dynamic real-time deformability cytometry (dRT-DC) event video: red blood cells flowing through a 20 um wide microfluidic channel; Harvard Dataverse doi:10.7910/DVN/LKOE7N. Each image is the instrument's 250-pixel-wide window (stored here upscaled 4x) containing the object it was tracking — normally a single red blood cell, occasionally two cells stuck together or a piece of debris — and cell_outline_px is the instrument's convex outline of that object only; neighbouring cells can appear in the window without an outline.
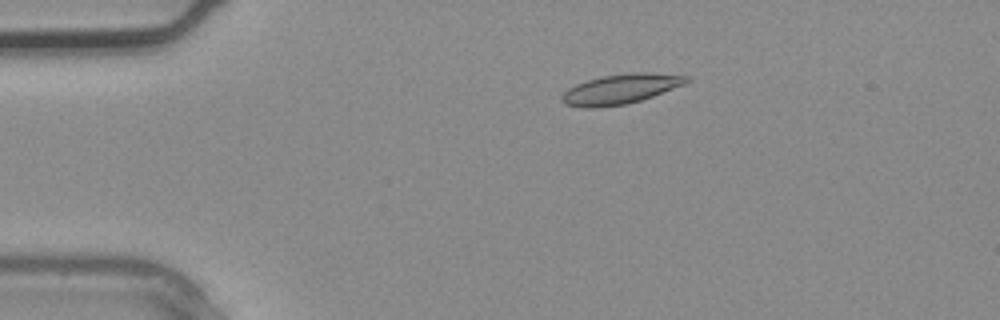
{"species": "common noctule bat (a hibernating species)", "species_latin": "Nyctalus noctula", "temperature_condition": "warm", "stored_images_in_passage": 3, "camera_frame_rate_fps": 3000, "um_per_image_px": 0.085, "animal": {"sex": "male", "body_mass_g": 20.4}, "frame": {"image": 1, "passage_image": 2, "time_ms": 0.333, "image_size_px": [1000, 320], "cell_outline_px": [[692, 80], [684, 84], [652, 96], [640, 100], [624, 104], [596, 108], [580, 108], [564, 104], [560, 100], [560, 96], [568, 88], [576, 84], [588, 80], [604, 76], [628, 72], [648, 72], [688, 76]], "centroid_in_image_um": [52.71, 7.57], "position_along_channel_um": 32.3, "area_um2": 21.68}}
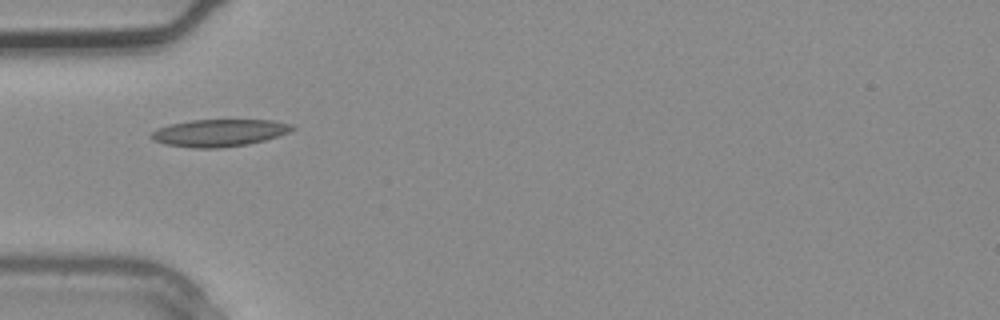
{"frame": {"image": 2, "passage_image": 3, "time_ms": 0.667, "image_size_px": [1000, 320], "cell_outline_px": [[296, 128], [288, 132], [264, 140], [248, 144], [220, 148], [196, 148], [164, 144], [152, 140], [152, 132], [156, 128], [172, 124], [192, 120], [272, 120], [292, 124]], "centroid_in_image_um": [18.63, 11.29], "position_along_channel_um": 66.4, "area_um2": 22.2}}